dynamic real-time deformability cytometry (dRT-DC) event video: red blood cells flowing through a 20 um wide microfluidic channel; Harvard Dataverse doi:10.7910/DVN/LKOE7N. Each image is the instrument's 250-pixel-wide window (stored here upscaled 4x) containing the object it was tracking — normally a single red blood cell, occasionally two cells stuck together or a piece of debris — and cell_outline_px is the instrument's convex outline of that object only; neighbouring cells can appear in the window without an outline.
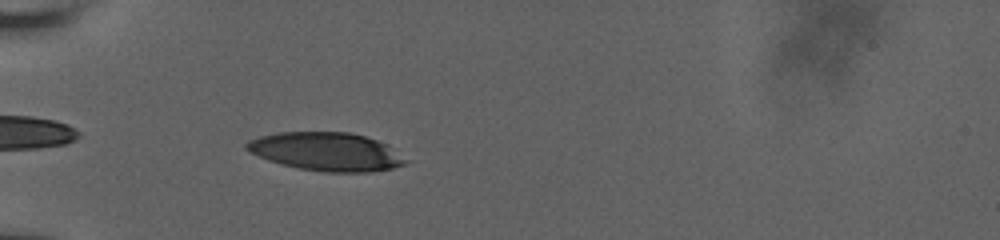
{"species": "human", "species_latin": "Homo sapiens", "temperature_condition": "room temperature", "stored_images_in_passage": 7, "camera_frame_rate_fps": 3000, "um_per_image_px": 0.085, "donor": {"sex": "male"}, "frame": {"image": 1, "passage_image": 3, "time_ms": 0.667, "image_size_px": [1000, 240], "cell_outline_px": [[408, 164], [392, 168], [368, 172], [328, 172], [300, 168], [268, 160], [244, 148], [244, 144], [248, 140], [260, 136], [276, 132], [348, 132], [364, 136], [388, 144], [408, 160]], "centroid_in_image_um": [27.77, 12.88], "position_along_channel_um": 57.2, "area_um2": 35.43}}
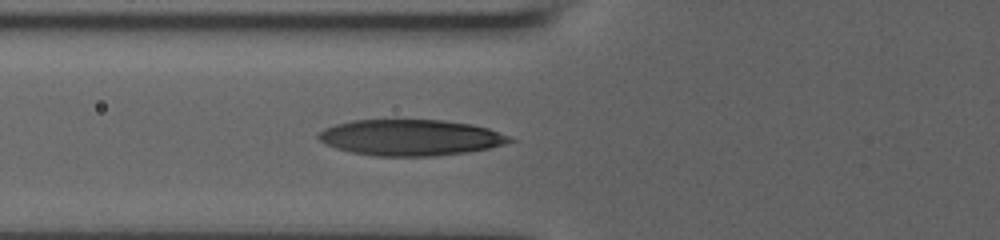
{"frame": {"image": 2, "passage_image": 7, "time_ms": 2.0, "image_size_px": [1000, 240], "cell_outline_px": [[516, 140], [504, 144], [488, 148], [468, 152], [432, 156], [376, 156], [352, 152], [336, 148], [324, 144], [316, 136], [316, 132], [324, 128], [336, 124], [352, 120], [444, 120], [472, 124], [488, 128], [508, 136]], "centroid_in_image_um": [34.85, 11.69], "position_along_channel_um": 90.9, "area_um2": 40.23}}